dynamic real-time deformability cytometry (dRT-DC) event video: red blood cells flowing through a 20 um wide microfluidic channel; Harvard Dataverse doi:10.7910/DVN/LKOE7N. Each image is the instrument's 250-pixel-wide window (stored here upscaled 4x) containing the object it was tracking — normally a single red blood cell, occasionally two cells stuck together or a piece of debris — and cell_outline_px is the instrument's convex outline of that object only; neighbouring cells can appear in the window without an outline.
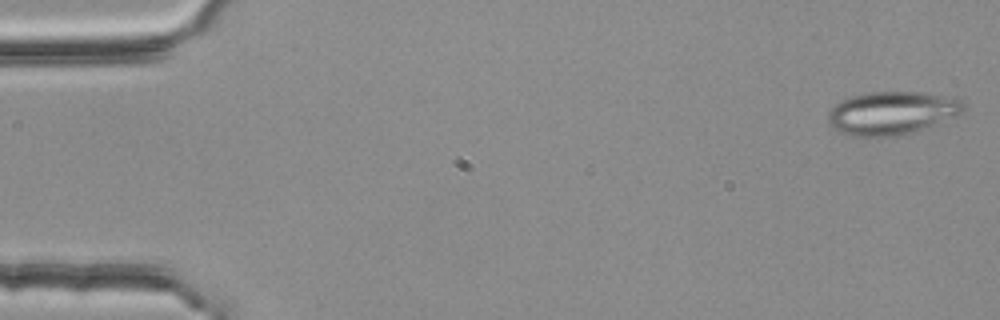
{"species": "common noctule bat (a hibernating species)", "species_latin": "Nyctalus noctula", "temperature_condition": "room temperature", "stored_images_in_passage": 54, "segment_of_instrument_passage": [1, 2], "camera_frame_rate_fps": 3000, "um_per_image_px": 0.085, "animal": {"sex": "female", "body_mass_g": 25.1}, "frame": {"image": 1, "passage_image": 1, "time_ms": 0.0, "image_size_px": [1000, 320], "cell_outline_px": [[968, 104], [964, 112], [904, 136], [852, 136], [832, 128], [828, 120], [828, 112], [836, 104], [852, 96], [868, 92], [924, 92], [964, 100]], "centroid_in_image_um": [75.84, 9.6], "position_along_channel_um": 9.2, "area_um2": 34.04}}